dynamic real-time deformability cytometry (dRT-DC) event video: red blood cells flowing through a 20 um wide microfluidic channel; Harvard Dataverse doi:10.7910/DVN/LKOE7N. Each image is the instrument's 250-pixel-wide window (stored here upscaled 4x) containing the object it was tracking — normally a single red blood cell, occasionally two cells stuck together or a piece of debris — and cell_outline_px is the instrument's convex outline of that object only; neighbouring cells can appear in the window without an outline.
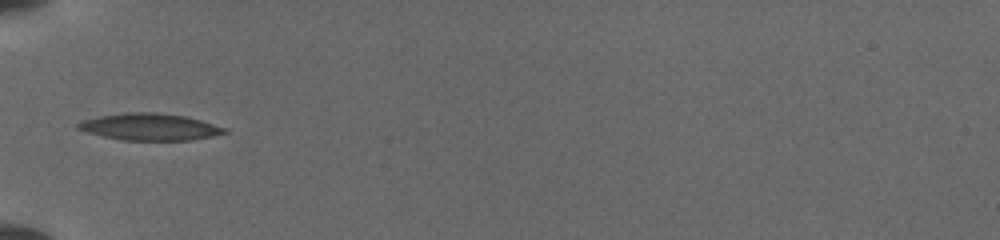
{"species": "common noctule bat (a hibernating species)", "species_latin": "Nyctalus noctula", "temperature_condition": "cold", "stored_images_in_passage": 32, "camera_frame_rate_fps": 3000, "um_per_image_px": 0.085, "animal": {"sex": "female", "body_mass_g": 19.5, "forearm_length_mm": 54.1}, "frame": {"image": 1, "passage_image": 1, "time_ms": 0.0, "image_size_px": [1000, 240], "cell_outline_px": [[228, 132], [212, 136], [192, 140], [120, 140], [88, 132], [76, 128], [76, 124], [80, 120], [100, 116], [124, 112], [156, 112], [184, 116], [200, 120], [228, 128]], "centroid_in_image_um": [12.72, 10.78], "position_along_channel_um": 72.3, "area_um2": 22.95}}
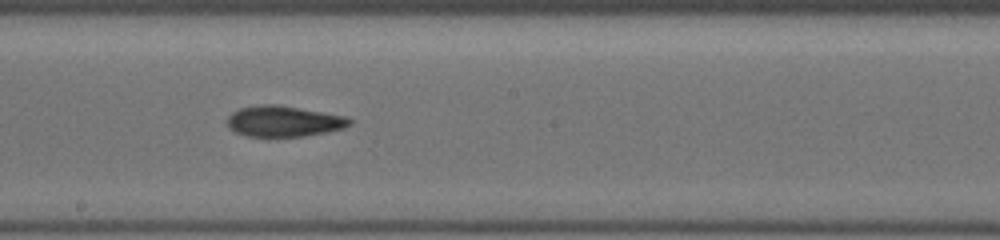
{"frame": {"image": 2, "passage_image": 12, "time_ms": 3.667, "image_size_px": [1000, 240], "cell_outline_px": [[352, 124], [344, 128], [328, 132], [304, 136], [244, 136], [228, 128], [224, 120], [232, 112], [240, 108], [260, 104], [276, 104], [344, 116], [352, 120]], "centroid_in_image_um": [24.06, 10.31], "position_along_channel_um": 224.1, "area_um2": 22.08}}
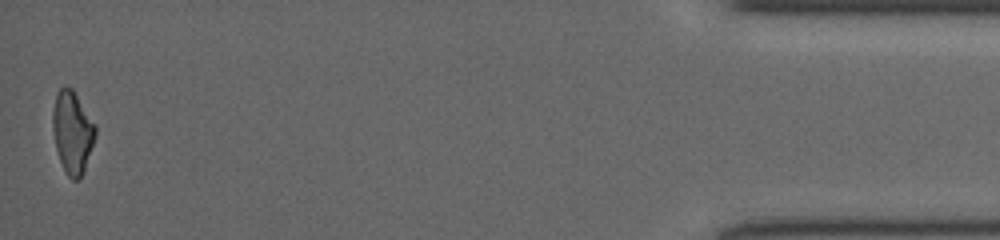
{"frame": {"image": 3, "passage_image": 32, "time_ms": 10.333, "image_size_px": [1000, 240], "cell_outline_px": [[96, 136], [80, 180], [72, 180], [64, 172], [56, 148], [52, 128], [52, 112], [56, 92], [64, 84], [72, 88], [96, 124]], "centroid_in_image_um": [6.15, 11.21], "position_along_channel_um": 429.1, "area_um2": 20.69}}